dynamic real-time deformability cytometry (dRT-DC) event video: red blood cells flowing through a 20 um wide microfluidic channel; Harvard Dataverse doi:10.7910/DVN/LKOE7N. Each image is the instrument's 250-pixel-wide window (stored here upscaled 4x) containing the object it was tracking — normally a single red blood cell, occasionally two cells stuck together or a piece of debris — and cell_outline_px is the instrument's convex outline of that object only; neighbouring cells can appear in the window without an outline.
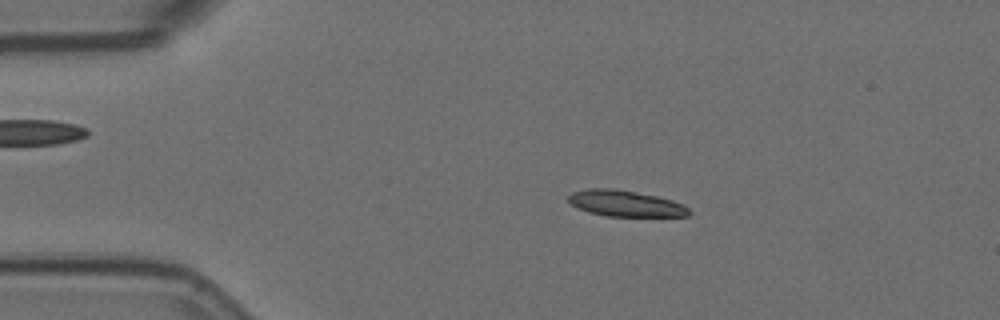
{"species": "Egyptian fruit bat (a non-hibernating species)", "species_latin": "Rousettus aegyptiacus", "temperature_condition": "room temperature", "stored_images_in_passage": 56, "camera_frame_rate_fps": 3000, "um_per_image_px": 0.085, "animal": {"sex": "female"}, "frame": {"image": 1, "passage_image": 10, "time_ms": 3.0, "image_size_px": [1000, 320], "cell_outline_px": [[692, 212], [688, 216], [604, 216], [588, 212], [572, 204], [568, 200], [568, 196], [572, 192], [588, 188], [616, 188], [656, 196], [672, 200], [684, 204]], "centroid_in_image_um": [53.17, 17.29], "position_along_channel_um": 31.8, "area_um2": 18.38}}
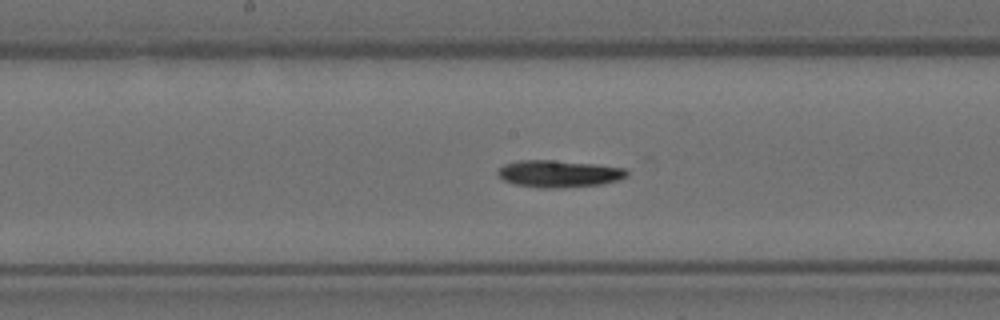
{"frame": {"image": 2, "passage_image": 28, "time_ms": 9.0, "image_size_px": [1000, 320], "cell_outline_px": [[628, 176], [620, 180], [600, 184], [560, 188], [540, 188], [516, 184], [504, 180], [496, 172], [504, 164], [520, 160], [556, 160], [596, 164], [624, 168], [628, 172]], "centroid_in_image_um": [47.53, 14.76], "position_along_channel_um": 200.7, "area_um2": 20.35}}
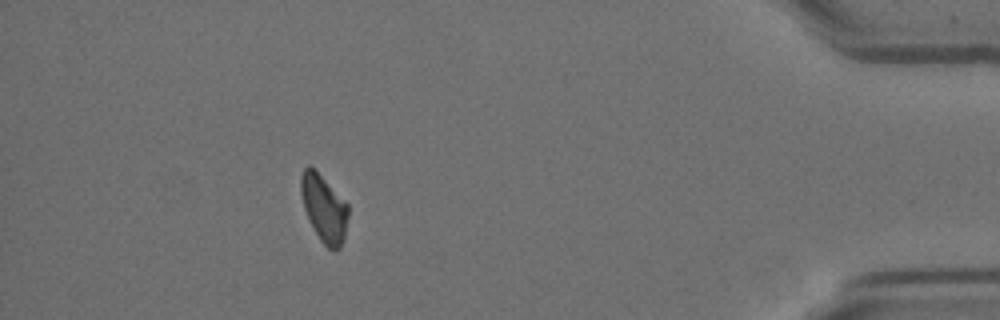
{"frame": {"image": 3, "passage_image": 50, "time_ms": 16.333, "image_size_px": [1000, 320], "cell_outline_px": [[348, 216], [344, 240], [340, 248], [336, 252], [328, 248], [320, 240], [304, 208], [300, 192], [300, 176], [304, 168], [308, 164], [348, 204]], "centroid_in_image_um": [27.54, 17.74], "position_along_channel_um": 407.7, "area_um2": 18.15}, "authors_computed_cell_mechanics": {"area_um2": 19.2763, "velocity_mm_per_s": 3.5699, "shape_relaxation_time_tau1_ms": 4.0522, "shape_relaxation_time_tau2_ms": null, "deformation_change_tau1": 0.1628, "deformation_change_tau2": null}}